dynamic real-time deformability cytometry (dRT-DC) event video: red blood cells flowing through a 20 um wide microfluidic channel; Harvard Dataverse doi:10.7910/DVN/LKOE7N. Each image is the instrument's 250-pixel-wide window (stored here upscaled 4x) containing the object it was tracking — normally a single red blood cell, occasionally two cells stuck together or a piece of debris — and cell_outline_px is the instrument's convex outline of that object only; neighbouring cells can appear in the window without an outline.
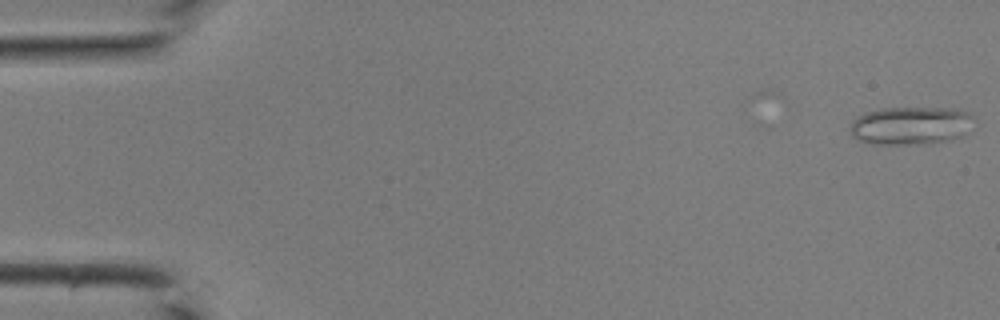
{"species": "common noctule bat (a hibernating species)", "species_latin": "Nyctalus noctula", "temperature_condition": "room temperature", "stored_images_in_passage": 3, "camera_frame_rate_fps": 3000, "um_per_image_px": 0.085, "animal": {"sex": "male", "body_mass_g": 19.0, "forearm_length_mm": 50.8}, "frame": {"image": 1, "passage_image": 1, "time_ms": 0.0, "image_size_px": [1000, 320], "cell_outline_px": [[972, 116], [964, 132], [960, 136], [952, 140], [928, 144], [872, 144], [856, 140], [852, 136], [852, 120], [856, 116], [864, 112], [880, 108], [956, 108], [968, 112]], "centroid_in_image_um": [77.34, 10.67], "position_along_channel_um": 7.7, "area_um2": 27.46}}